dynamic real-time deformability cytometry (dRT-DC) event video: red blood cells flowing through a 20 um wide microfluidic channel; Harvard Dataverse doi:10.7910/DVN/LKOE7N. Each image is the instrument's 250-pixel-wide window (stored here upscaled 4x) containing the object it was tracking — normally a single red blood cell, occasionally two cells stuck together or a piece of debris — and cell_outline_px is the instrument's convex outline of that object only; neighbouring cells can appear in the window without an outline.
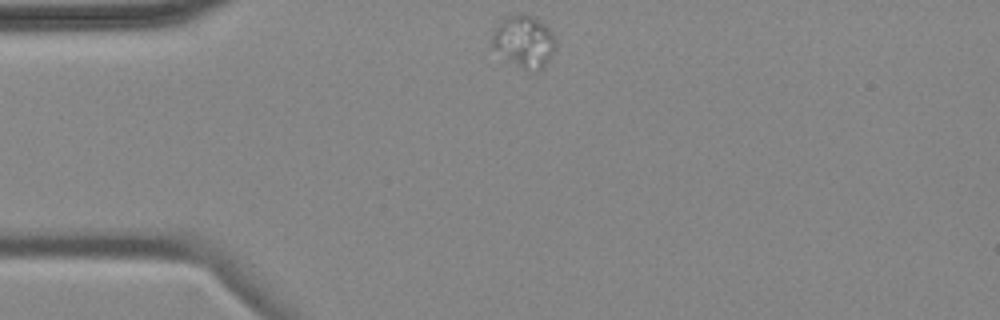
{"species": "common noctule bat (a hibernating species)", "species_latin": "Nyctalus noctula", "temperature_condition": "cold", "stored_images_in_passage": 3, "camera_frame_rate_fps": 3000, "um_per_image_px": 0.085, "animal": {"sex": "female", "body_mass_g": 18.4}, "frame": {"image": 1, "passage_image": 1, "time_ms": 0.0, "image_size_px": [1000, 320], "cell_outline_px": [[556, 48], [552, 56], [544, 68], [540, 72], [528, 72], [492, 48], [492, 32], [500, 20], [504, 16], [516, 12], [528, 12], [536, 16], [552, 32], [556, 40]], "centroid_in_image_um": [44.57, 3.48], "position_along_channel_um": 40.4, "area_um2": 20.06}}